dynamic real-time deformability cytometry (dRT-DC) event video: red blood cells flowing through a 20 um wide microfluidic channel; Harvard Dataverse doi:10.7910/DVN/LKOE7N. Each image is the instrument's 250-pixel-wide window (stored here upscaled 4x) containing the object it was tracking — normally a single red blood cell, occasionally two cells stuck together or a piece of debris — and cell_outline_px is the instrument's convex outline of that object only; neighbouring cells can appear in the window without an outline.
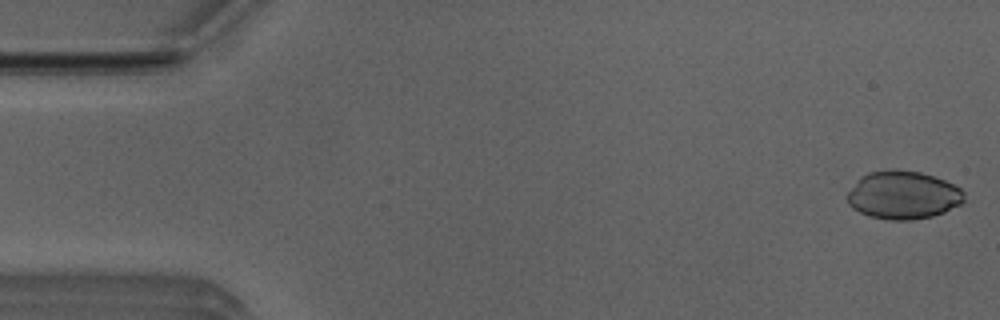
{"species": "Egyptian fruit bat (a non-hibernating species)", "species_latin": "Rousettus aegyptiacus", "temperature_condition": "room temperature", "stored_images_in_passage": 51, "camera_frame_rate_fps": 3000, "um_per_image_px": 0.085, "animal": {"sex": "male"}, "frame": {"image": 1, "passage_image": 1, "time_ms": 0.0, "image_size_px": [1000, 320], "cell_outline_px": [[964, 200], [960, 204], [944, 212], [932, 216], [912, 220], [888, 220], [868, 216], [852, 208], [848, 204], [848, 192], [856, 180], [860, 176], [868, 172], [892, 168], [900, 168], [920, 172], [944, 180], [960, 188], [964, 192]], "centroid_in_image_um": [76.73, 16.57], "position_along_channel_um": 8.3, "area_um2": 33.06}}
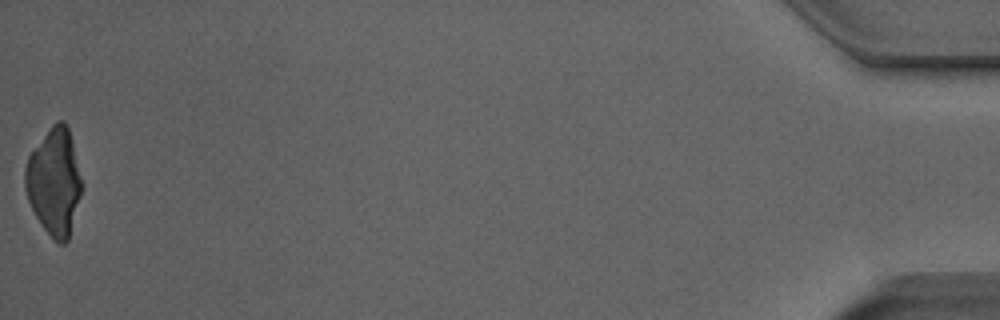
{"frame": {"image": 2, "passage_image": 51, "time_ms": 16.667, "image_size_px": [1000, 320], "cell_outline_px": [[84, 184], [68, 240], [64, 244], [60, 244], [40, 224], [28, 200], [24, 188], [24, 168], [28, 156], [52, 124], [56, 120], [64, 120], [68, 128]], "centroid_in_image_um": [4.61, 15.43], "position_along_channel_um": 430.6, "area_um2": 35.32}}